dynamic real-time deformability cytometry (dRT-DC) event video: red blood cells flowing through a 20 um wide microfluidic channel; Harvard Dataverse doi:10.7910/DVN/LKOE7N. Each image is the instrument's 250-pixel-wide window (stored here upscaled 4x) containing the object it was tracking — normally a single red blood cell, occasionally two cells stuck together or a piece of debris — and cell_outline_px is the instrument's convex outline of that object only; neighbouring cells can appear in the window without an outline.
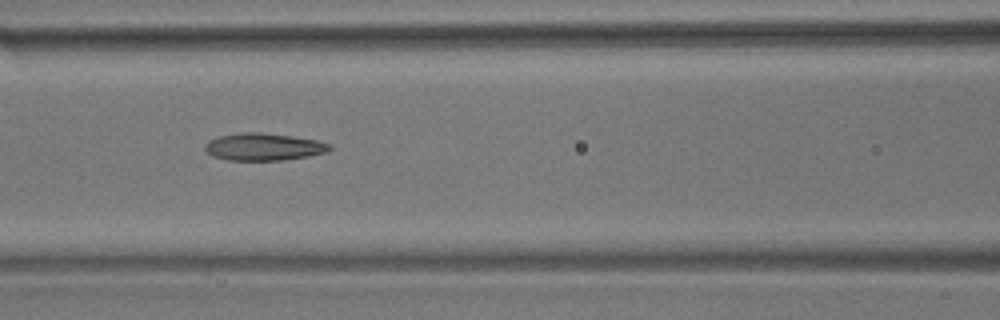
{"species": "common noctule bat (a hibernating species)", "species_latin": "Nyctalus noctula", "temperature_condition": "room temperature", "stored_images_in_passage": 10, "camera_frame_rate_fps": 3000, "um_per_image_px": 0.085, "animal": {"sex": "male", "body_mass_g": 17.9}, "frame": {"image": 1, "passage_image": 6, "time_ms": 6.667, "image_size_px": [1000, 320], "cell_outline_px": [[332, 148], [328, 152], [308, 156], [284, 160], [228, 160], [212, 156], [204, 148], [204, 144], [208, 140], [216, 136], [240, 132], [260, 132], [292, 136], [316, 140], [332, 144]], "centroid_in_image_um": [22.39, 12.47], "position_along_channel_um": 144.2, "area_um2": 20.06}}
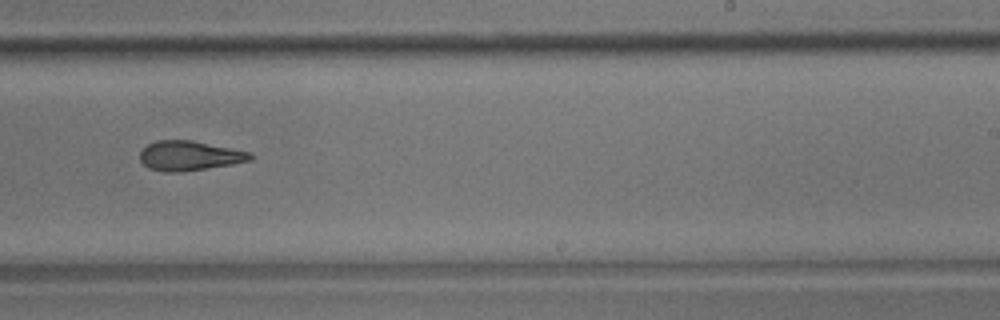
{"frame": {"image": 2, "passage_image": 9, "time_ms": 10.333, "image_size_px": [1000, 320], "cell_outline_px": [[256, 156], [252, 160], [232, 164], [180, 172], [164, 172], [148, 168], [140, 160], [140, 152], [148, 144], [156, 140], [192, 140], [252, 152]], "centroid_in_image_um": [16.13, 13.23], "position_along_channel_um": 272.9, "area_um2": 19.19}}
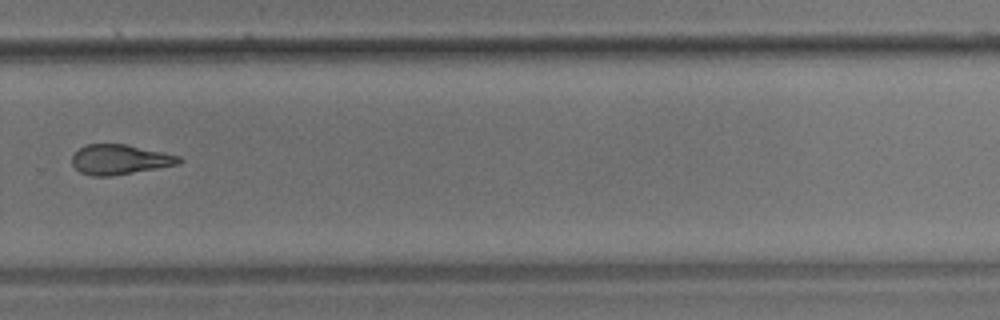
{"frame": {"image": 3, "passage_image": 10, "time_ms": 11.667, "image_size_px": [1000, 320], "cell_outline_px": [[184, 160], [180, 164], [112, 176], [92, 176], [80, 172], [72, 164], [72, 156], [84, 144], [124, 144], [180, 156]], "centroid_in_image_um": [10.18, 13.56], "position_along_channel_um": 319.6, "area_um2": 18.55}}